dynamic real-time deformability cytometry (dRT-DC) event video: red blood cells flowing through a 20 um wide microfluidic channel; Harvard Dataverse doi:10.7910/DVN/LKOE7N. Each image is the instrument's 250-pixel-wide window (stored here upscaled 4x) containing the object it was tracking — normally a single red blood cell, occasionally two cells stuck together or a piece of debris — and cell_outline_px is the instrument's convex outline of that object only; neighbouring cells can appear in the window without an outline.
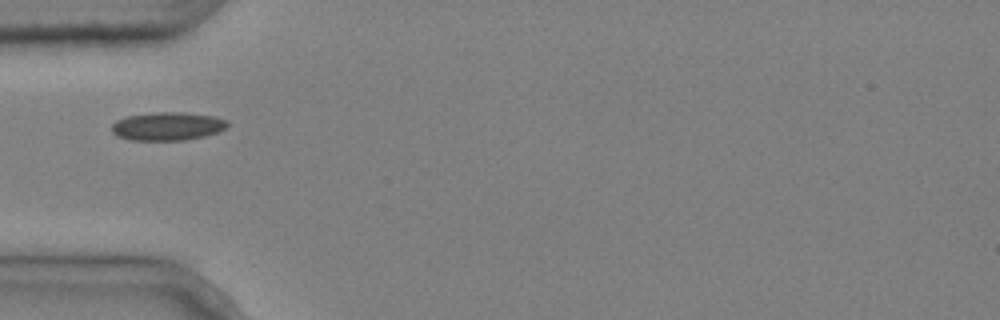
{"species": "common noctule bat (a hibernating species)", "species_latin": "Nyctalus noctula", "temperature_condition": "cold", "stored_images_in_passage": 3, "camera_frame_rate_fps": 3000, "um_per_image_px": 0.085, "animal": {"sex": "male", "body_mass_g": 20.4}, "frame": {"image": 1, "passage_image": 1, "time_ms": 0.0, "image_size_px": [1000, 320], "cell_outline_px": [[228, 124], [224, 128], [216, 132], [204, 136], [184, 140], [132, 140], [116, 136], [112, 132], [112, 124], [116, 120], [128, 116], [152, 112], [180, 112], [212, 116], [228, 120]], "centroid_in_image_um": [14.2, 10.73], "position_along_channel_um": 70.8, "area_um2": 18.96}}